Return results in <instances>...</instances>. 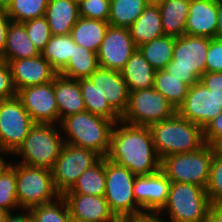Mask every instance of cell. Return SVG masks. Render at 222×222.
Segmentation results:
<instances>
[{
	"label": "cell",
	"mask_w": 222,
	"mask_h": 222,
	"mask_svg": "<svg viewBox=\"0 0 222 222\" xmlns=\"http://www.w3.org/2000/svg\"><path fill=\"white\" fill-rule=\"evenodd\" d=\"M117 222H130V221L127 219V220H118Z\"/></svg>",
	"instance_id": "obj_56"
},
{
	"label": "cell",
	"mask_w": 222,
	"mask_h": 222,
	"mask_svg": "<svg viewBox=\"0 0 222 222\" xmlns=\"http://www.w3.org/2000/svg\"><path fill=\"white\" fill-rule=\"evenodd\" d=\"M52 35H66L79 19L78 2L75 0H49L45 11Z\"/></svg>",
	"instance_id": "obj_22"
},
{
	"label": "cell",
	"mask_w": 222,
	"mask_h": 222,
	"mask_svg": "<svg viewBox=\"0 0 222 222\" xmlns=\"http://www.w3.org/2000/svg\"><path fill=\"white\" fill-rule=\"evenodd\" d=\"M11 2L12 0H0V9L6 10Z\"/></svg>",
	"instance_id": "obj_52"
},
{
	"label": "cell",
	"mask_w": 222,
	"mask_h": 222,
	"mask_svg": "<svg viewBox=\"0 0 222 222\" xmlns=\"http://www.w3.org/2000/svg\"><path fill=\"white\" fill-rule=\"evenodd\" d=\"M9 65L16 91L51 82L58 74L41 54L31 58L11 60Z\"/></svg>",
	"instance_id": "obj_17"
},
{
	"label": "cell",
	"mask_w": 222,
	"mask_h": 222,
	"mask_svg": "<svg viewBox=\"0 0 222 222\" xmlns=\"http://www.w3.org/2000/svg\"><path fill=\"white\" fill-rule=\"evenodd\" d=\"M57 127L58 124L34 123L13 154L21 159L17 163L52 170L64 144L62 132Z\"/></svg>",
	"instance_id": "obj_4"
},
{
	"label": "cell",
	"mask_w": 222,
	"mask_h": 222,
	"mask_svg": "<svg viewBox=\"0 0 222 222\" xmlns=\"http://www.w3.org/2000/svg\"><path fill=\"white\" fill-rule=\"evenodd\" d=\"M38 55L40 52L27 35L24 24L11 21L7 32L3 60L9 63L11 60Z\"/></svg>",
	"instance_id": "obj_26"
},
{
	"label": "cell",
	"mask_w": 222,
	"mask_h": 222,
	"mask_svg": "<svg viewBox=\"0 0 222 222\" xmlns=\"http://www.w3.org/2000/svg\"><path fill=\"white\" fill-rule=\"evenodd\" d=\"M176 37L162 35L138 47L145 60L157 70H163L172 60Z\"/></svg>",
	"instance_id": "obj_30"
},
{
	"label": "cell",
	"mask_w": 222,
	"mask_h": 222,
	"mask_svg": "<svg viewBox=\"0 0 222 222\" xmlns=\"http://www.w3.org/2000/svg\"><path fill=\"white\" fill-rule=\"evenodd\" d=\"M22 212L14 214L13 211H8L5 222H32V214L30 209L20 208Z\"/></svg>",
	"instance_id": "obj_47"
},
{
	"label": "cell",
	"mask_w": 222,
	"mask_h": 222,
	"mask_svg": "<svg viewBox=\"0 0 222 222\" xmlns=\"http://www.w3.org/2000/svg\"><path fill=\"white\" fill-rule=\"evenodd\" d=\"M17 97L35 123L59 124L53 81L22 88Z\"/></svg>",
	"instance_id": "obj_14"
},
{
	"label": "cell",
	"mask_w": 222,
	"mask_h": 222,
	"mask_svg": "<svg viewBox=\"0 0 222 222\" xmlns=\"http://www.w3.org/2000/svg\"><path fill=\"white\" fill-rule=\"evenodd\" d=\"M148 5L146 0L110 1L109 25L129 28Z\"/></svg>",
	"instance_id": "obj_33"
},
{
	"label": "cell",
	"mask_w": 222,
	"mask_h": 222,
	"mask_svg": "<svg viewBox=\"0 0 222 222\" xmlns=\"http://www.w3.org/2000/svg\"><path fill=\"white\" fill-rule=\"evenodd\" d=\"M89 79L94 83L103 99L120 116L126 112L129 102V90L118 71L99 67Z\"/></svg>",
	"instance_id": "obj_18"
},
{
	"label": "cell",
	"mask_w": 222,
	"mask_h": 222,
	"mask_svg": "<svg viewBox=\"0 0 222 222\" xmlns=\"http://www.w3.org/2000/svg\"><path fill=\"white\" fill-rule=\"evenodd\" d=\"M17 96L12 80V72L8 62L0 59V100Z\"/></svg>",
	"instance_id": "obj_42"
},
{
	"label": "cell",
	"mask_w": 222,
	"mask_h": 222,
	"mask_svg": "<svg viewBox=\"0 0 222 222\" xmlns=\"http://www.w3.org/2000/svg\"><path fill=\"white\" fill-rule=\"evenodd\" d=\"M48 2L49 0H12L6 13L13 22L23 23L45 16Z\"/></svg>",
	"instance_id": "obj_35"
},
{
	"label": "cell",
	"mask_w": 222,
	"mask_h": 222,
	"mask_svg": "<svg viewBox=\"0 0 222 222\" xmlns=\"http://www.w3.org/2000/svg\"><path fill=\"white\" fill-rule=\"evenodd\" d=\"M69 222H86V221L77 220L71 217Z\"/></svg>",
	"instance_id": "obj_55"
},
{
	"label": "cell",
	"mask_w": 222,
	"mask_h": 222,
	"mask_svg": "<svg viewBox=\"0 0 222 222\" xmlns=\"http://www.w3.org/2000/svg\"><path fill=\"white\" fill-rule=\"evenodd\" d=\"M210 206L211 201L204 187L171 182L167 202L160 213L163 217L169 216V222H206Z\"/></svg>",
	"instance_id": "obj_5"
},
{
	"label": "cell",
	"mask_w": 222,
	"mask_h": 222,
	"mask_svg": "<svg viewBox=\"0 0 222 222\" xmlns=\"http://www.w3.org/2000/svg\"><path fill=\"white\" fill-rule=\"evenodd\" d=\"M34 123L17 96L0 100V151L13 155Z\"/></svg>",
	"instance_id": "obj_11"
},
{
	"label": "cell",
	"mask_w": 222,
	"mask_h": 222,
	"mask_svg": "<svg viewBox=\"0 0 222 222\" xmlns=\"http://www.w3.org/2000/svg\"><path fill=\"white\" fill-rule=\"evenodd\" d=\"M120 73L127 84L129 92L153 87L155 70L145 60L138 48L131 55Z\"/></svg>",
	"instance_id": "obj_24"
},
{
	"label": "cell",
	"mask_w": 222,
	"mask_h": 222,
	"mask_svg": "<svg viewBox=\"0 0 222 222\" xmlns=\"http://www.w3.org/2000/svg\"><path fill=\"white\" fill-rule=\"evenodd\" d=\"M137 48L128 28L109 25L97 52L99 67L120 72Z\"/></svg>",
	"instance_id": "obj_13"
},
{
	"label": "cell",
	"mask_w": 222,
	"mask_h": 222,
	"mask_svg": "<svg viewBox=\"0 0 222 222\" xmlns=\"http://www.w3.org/2000/svg\"><path fill=\"white\" fill-rule=\"evenodd\" d=\"M106 158L128 168L136 176L151 175L161 170V159L156 152L150 128L122 120L113 126Z\"/></svg>",
	"instance_id": "obj_1"
},
{
	"label": "cell",
	"mask_w": 222,
	"mask_h": 222,
	"mask_svg": "<svg viewBox=\"0 0 222 222\" xmlns=\"http://www.w3.org/2000/svg\"><path fill=\"white\" fill-rule=\"evenodd\" d=\"M4 155L7 156L9 153L0 151V176L12 165L13 162H9L7 158H4Z\"/></svg>",
	"instance_id": "obj_50"
},
{
	"label": "cell",
	"mask_w": 222,
	"mask_h": 222,
	"mask_svg": "<svg viewBox=\"0 0 222 222\" xmlns=\"http://www.w3.org/2000/svg\"><path fill=\"white\" fill-rule=\"evenodd\" d=\"M0 208H3L7 211L20 210V206L17 199V191H16L15 161L0 176Z\"/></svg>",
	"instance_id": "obj_37"
},
{
	"label": "cell",
	"mask_w": 222,
	"mask_h": 222,
	"mask_svg": "<svg viewBox=\"0 0 222 222\" xmlns=\"http://www.w3.org/2000/svg\"><path fill=\"white\" fill-rule=\"evenodd\" d=\"M176 108L153 87L129 92V102L121 120L133 125L150 127L172 117Z\"/></svg>",
	"instance_id": "obj_10"
},
{
	"label": "cell",
	"mask_w": 222,
	"mask_h": 222,
	"mask_svg": "<svg viewBox=\"0 0 222 222\" xmlns=\"http://www.w3.org/2000/svg\"><path fill=\"white\" fill-rule=\"evenodd\" d=\"M206 222H222V203H211Z\"/></svg>",
	"instance_id": "obj_48"
},
{
	"label": "cell",
	"mask_w": 222,
	"mask_h": 222,
	"mask_svg": "<svg viewBox=\"0 0 222 222\" xmlns=\"http://www.w3.org/2000/svg\"><path fill=\"white\" fill-rule=\"evenodd\" d=\"M99 68L97 53L74 42V53L59 74L71 79L89 78Z\"/></svg>",
	"instance_id": "obj_29"
},
{
	"label": "cell",
	"mask_w": 222,
	"mask_h": 222,
	"mask_svg": "<svg viewBox=\"0 0 222 222\" xmlns=\"http://www.w3.org/2000/svg\"><path fill=\"white\" fill-rule=\"evenodd\" d=\"M128 29L137 47L164 35L158 4H148Z\"/></svg>",
	"instance_id": "obj_23"
},
{
	"label": "cell",
	"mask_w": 222,
	"mask_h": 222,
	"mask_svg": "<svg viewBox=\"0 0 222 222\" xmlns=\"http://www.w3.org/2000/svg\"><path fill=\"white\" fill-rule=\"evenodd\" d=\"M16 191L20 208L32 209L56 200L52 171L16 162Z\"/></svg>",
	"instance_id": "obj_9"
},
{
	"label": "cell",
	"mask_w": 222,
	"mask_h": 222,
	"mask_svg": "<svg viewBox=\"0 0 222 222\" xmlns=\"http://www.w3.org/2000/svg\"><path fill=\"white\" fill-rule=\"evenodd\" d=\"M221 112L222 107L200 81L189 87L184 102L177 109L180 116L196 123L202 129Z\"/></svg>",
	"instance_id": "obj_15"
},
{
	"label": "cell",
	"mask_w": 222,
	"mask_h": 222,
	"mask_svg": "<svg viewBox=\"0 0 222 222\" xmlns=\"http://www.w3.org/2000/svg\"><path fill=\"white\" fill-rule=\"evenodd\" d=\"M149 128L160 159L168 155L194 152L205 144L202 128L177 112Z\"/></svg>",
	"instance_id": "obj_3"
},
{
	"label": "cell",
	"mask_w": 222,
	"mask_h": 222,
	"mask_svg": "<svg viewBox=\"0 0 222 222\" xmlns=\"http://www.w3.org/2000/svg\"><path fill=\"white\" fill-rule=\"evenodd\" d=\"M210 39L187 34L177 37L172 60L164 70L181 79L189 87L200 81L201 76L206 73V55Z\"/></svg>",
	"instance_id": "obj_6"
},
{
	"label": "cell",
	"mask_w": 222,
	"mask_h": 222,
	"mask_svg": "<svg viewBox=\"0 0 222 222\" xmlns=\"http://www.w3.org/2000/svg\"><path fill=\"white\" fill-rule=\"evenodd\" d=\"M74 53V41L70 34L52 35L41 51L43 58L59 73Z\"/></svg>",
	"instance_id": "obj_31"
},
{
	"label": "cell",
	"mask_w": 222,
	"mask_h": 222,
	"mask_svg": "<svg viewBox=\"0 0 222 222\" xmlns=\"http://www.w3.org/2000/svg\"><path fill=\"white\" fill-rule=\"evenodd\" d=\"M218 0H191L185 34L216 38Z\"/></svg>",
	"instance_id": "obj_20"
},
{
	"label": "cell",
	"mask_w": 222,
	"mask_h": 222,
	"mask_svg": "<svg viewBox=\"0 0 222 222\" xmlns=\"http://www.w3.org/2000/svg\"><path fill=\"white\" fill-rule=\"evenodd\" d=\"M202 130L205 144L211 145L215 140L222 137V112L208 122Z\"/></svg>",
	"instance_id": "obj_44"
},
{
	"label": "cell",
	"mask_w": 222,
	"mask_h": 222,
	"mask_svg": "<svg viewBox=\"0 0 222 222\" xmlns=\"http://www.w3.org/2000/svg\"><path fill=\"white\" fill-rule=\"evenodd\" d=\"M100 158L94 151L64 143L51 170L57 192L62 196L69 191L78 177Z\"/></svg>",
	"instance_id": "obj_12"
},
{
	"label": "cell",
	"mask_w": 222,
	"mask_h": 222,
	"mask_svg": "<svg viewBox=\"0 0 222 222\" xmlns=\"http://www.w3.org/2000/svg\"><path fill=\"white\" fill-rule=\"evenodd\" d=\"M11 21L12 20L7 15L6 10L0 9V59L2 60L6 46L7 32Z\"/></svg>",
	"instance_id": "obj_45"
},
{
	"label": "cell",
	"mask_w": 222,
	"mask_h": 222,
	"mask_svg": "<svg viewBox=\"0 0 222 222\" xmlns=\"http://www.w3.org/2000/svg\"><path fill=\"white\" fill-rule=\"evenodd\" d=\"M200 82L209 89L217 103L222 107V72L204 73Z\"/></svg>",
	"instance_id": "obj_43"
},
{
	"label": "cell",
	"mask_w": 222,
	"mask_h": 222,
	"mask_svg": "<svg viewBox=\"0 0 222 222\" xmlns=\"http://www.w3.org/2000/svg\"><path fill=\"white\" fill-rule=\"evenodd\" d=\"M160 212H141L129 218L130 222H168Z\"/></svg>",
	"instance_id": "obj_46"
},
{
	"label": "cell",
	"mask_w": 222,
	"mask_h": 222,
	"mask_svg": "<svg viewBox=\"0 0 222 222\" xmlns=\"http://www.w3.org/2000/svg\"><path fill=\"white\" fill-rule=\"evenodd\" d=\"M212 149L214 152V155L216 157L222 158V137L215 140L212 144Z\"/></svg>",
	"instance_id": "obj_51"
},
{
	"label": "cell",
	"mask_w": 222,
	"mask_h": 222,
	"mask_svg": "<svg viewBox=\"0 0 222 222\" xmlns=\"http://www.w3.org/2000/svg\"><path fill=\"white\" fill-rule=\"evenodd\" d=\"M105 185V157H101L93 166L85 170L73 187L64 194L105 196Z\"/></svg>",
	"instance_id": "obj_28"
},
{
	"label": "cell",
	"mask_w": 222,
	"mask_h": 222,
	"mask_svg": "<svg viewBox=\"0 0 222 222\" xmlns=\"http://www.w3.org/2000/svg\"><path fill=\"white\" fill-rule=\"evenodd\" d=\"M87 112L93 115L109 119L114 123L121 117L103 99L101 93L89 78L78 79Z\"/></svg>",
	"instance_id": "obj_32"
},
{
	"label": "cell",
	"mask_w": 222,
	"mask_h": 222,
	"mask_svg": "<svg viewBox=\"0 0 222 222\" xmlns=\"http://www.w3.org/2000/svg\"><path fill=\"white\" fill-rule=\"evenodd\" d=\"M213 154L212 146L204 144L194 152L168 155L161 159V171L171 182L192 183L206 188Z\"/></svg>",
	"instance_id": "obj_7"
},
{
	"label": "cell",
	"mask_w": 222,
	"mask_h": 222,
	"mask_svg": "<svg viewBox=\"0 0 222 222\" xmlns=\"http://www.w3.org/2000/svg\"><path fill=\"white\" fill-rule=\"evenodd\" d=\"M191 0H165L158 4L161 12L164 35L181 37L185 35V25Z\"/></svg>",
	"instance_id": "obj_25"
},
{
	"label": "cell",
	"mask_w": 222,
	"mask_h": 222,
	"mask_svg": "<svg viewBox=\"0 0 222 222\" xmlns=\"http://www.w3.org/2000/svg\"><path fill=\"white\" fill-rule=\"evenodd\" d=\"M72 218L86 222H117L104 196L63 194Z\"/></svg>",
	"instance_id": "obj_19"
},
{
	"label": "cell",
	"mask_w": 222,
	"mask_h": 222,
	"mask_svg": "<svg viewBox=\"0 0 222 222\" xmlns=\"http://www.w3.org/2000/svg\"><path fill=\"white\" fill-rule=\"evenodd\" d=\"M32 222H69L71 215L65 199L56 200L30 209Z\"/></svg>",
	"instance_id": "obj_36"
},
{
	"label": "cell",
	"mask_w": 222,
	"mask_h": 222,
	"mask_svg": "<svg viewBox=\"0 0 222 222\" xmlns=\"http://www.w3.org/2000/svg\"><path fill=\"white\" fill-rule=\"evenodd\" d=\"M153 88L161 93L177 110L184 102L189 86L163 69L155 71Z\"/></svg>",
	"instance_id": "obj_34"
},
{
	"label": "cell",
	"mask_w": 222,
	"mask_h": 222,
	"mask_svg": "<svg viewBox=\"0 0 222 222\" xmlns=\"http://www.w3.org/2000/svg\"><path fill=\"white\" fill-rule=\"evenodd\" d=\"M206 193L211 203H222V158L213 154Z\"/></svg>",
	"instance_id": "obj_40"
},
{
	"label": "cell",
	"mask_w": 222,
	"mask_h": 222,
	"mask_svg": "<svg viewBox=\"0 0 222 222\" xmlns=\"http://www.w3.org/2000/svg\"><path fill=\"white\" fill-rule=\"evenodd\" d=\"M209 72H222V39H210L206 55V73Z\"/></svg>",
	"instance_id": "obj_41"
},
{
	"label": "cell",
	"mask_w": 222,
	"mask_h": 222,
	"mask_svg": "<svg viewBox=\"0 0 222 222\" xmlns=\"http://www.w3.org/2000/svg\"><path fill=\"white\" fill-rule=\"evenodd\" d=\"M79 17L108 21L110 15L109 0H80Z\"/></svg>",
	"instance_id": "obj_39"
},
{
	"label": "cell",
	"mask_w": 222,
	"mask_h": 222,
	"mask_svg": "<svg viewBox=\"0 0 222 222\" xmlns=\"http://www.w3.org/2000/svg\"><path fill=\"white\" fill-rule=\"evenodd\" d=\"M115 123L90 112L72 114L60 121L64 143L85 148L107 157ZM64 132V133H63Z\"/></svg>",
	"instance_id": "obj_2"
},
{
	"label": "cell",
	"mask_w": 222,
	"mask_h": 222,
	"mask_svg": "<svg viewBox=\"0 0 222 222\" xmlns=\"http://www.w3.org/2000/svg\"><path fill=\"white\" fill-rule=\"evenodd\" d=\"M216 38L222 39V0H218V16H217Z\"/></svg>",
	"instance_id": "obj_49"
},
{
	"label": "cell",
	"mask_w": 222,
	"mask_h": 222,
	"mask_svg": "<svg viewBox=\"0 0 222 222\" xmlns=\"http://www.w3.org/2000/svg\"><path fill=\"white\" fill-rule=\"evenodd\" d=\"M146 1L148 2V4H159L160 2L165 0H146Z\"/></svg>",
	"instance_id": "obj_54"
},
{
	"label": "cell",
	"mask_w": 222,
	"mask_h": 222,
	"mask_svg": "<svg viewBox=\"0 0 222 222\" xmlns=\"http://www.w3.org/2000/svg\"><path fill=\"white\" fill-rule=\"evenodd\" d=\"M108 27V21L79 17L70 35L77 45L97 53Z\"/></svg>",
	"instance_id": "obj_27"
},
{
	"label": "cell",
	"mask_w": 222,
	"mask_h": 222,
	"mask_svg": "<svg viewBox=\"0 0 222 222\" xmlns=\"http://www.w3.org/2000/svg\"><path fill=\"white\" fill-rule=\"evenodd\" d=\"M53 84L58 105L59 124L62 119L69 115L86 111L78 80L58 73Z\"/></svg>",
	"instance_id": "obj_21"
},
{
	"label": "cell",
	"mask_w": 222,
	"mask_h": 222,
	"mask_svg": "<svg viewBox=\"0 0 222 222\" xmlns=\"http://www.w3.org/2000/svg\"><path fill=\"white\" fill-rule=\"evenodd\" d=\"M171 181L159 170L151 175L136 176L133 195L143 212H160L165 206Z\"/></svg>",
	"instance_id": "obj_16"
},
{
	"label": "cell",
	"mask_w": 222,
	"mask_h": 222,
	"mask_svg": "<svg viewBox=\"0 0 222 222\" xmlns=\"http://www.w3.org/2000/svg\"><path fill=\"white\" fill-rule=\"evenodd\" d=\"M105 175L104 197L118 220H127L143 212L133 195L135 174L105 157Z\"/></svg>",
	"instance_id": "obj_8"
},
{
	"label": "cell",
	"mask_w": 222,
	"mask_h": 222,
	"mask_svg": "<svg viewBox=\"0 0 222 222\" xmlns=\"http://www.w3.org/2000/svg\"><path fill=\"white\" fill-rule=\"evenodd\" d=\"M27 35L41 53L51 39L52 33L45 16L23 22Z\"/></svg>",
	"instance_id": "obj_38"
},
{
	"label": "cell",
	"mask_w": 222,
	"mask_h": 222,
	"mask_svg": "<svg viewBox=\"0 0 222 222\" xmlns=\"http://www.w3.org/2000/svg\"><path fill=\"white\" fill-rule=\"evenodd\" d=\"M8 211L0 208V222H5Z\"/></svg>",
	"instance_id": "obj_53"
}]
</instances>
